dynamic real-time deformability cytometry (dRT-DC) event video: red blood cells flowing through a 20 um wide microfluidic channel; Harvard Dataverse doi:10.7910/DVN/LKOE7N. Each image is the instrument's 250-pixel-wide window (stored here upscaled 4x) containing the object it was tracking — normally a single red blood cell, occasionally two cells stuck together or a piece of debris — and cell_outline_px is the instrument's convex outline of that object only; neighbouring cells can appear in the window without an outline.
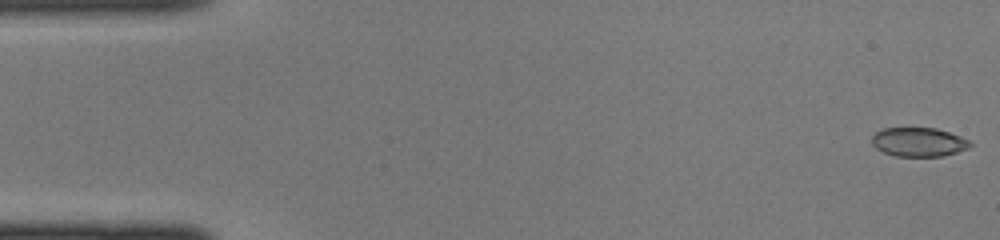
{"species": "common noctule bat (a hibernating species)", "species_latin": "Nyctalus noctula", "temperature_condition": "cold", "stored_images_in_passage": 39, "camera_frame_rate_fps": 3000, "um_per_image_px": 0.085, "animal": {"sex": "female", "body_mass_g": 22.0, "forearm_length_mm": 56.7}, "frame": {"image": 1, "passage_image": 1, "time_ms": 0.0, "image_size_px": [1000, 240], "cell_outline_px": [[972, 144], [968, 148], [944, 156], [896, 156], [884, 152], [876, 148], [872, 144], [872, 136], [876, 132], [884, 128], [936, 128], [960, 136], [968, 140]], "centroid_in_image_um": [78.08, 12.07], "position_along_channel_um": 6.9, "area_um2": 16.47}}
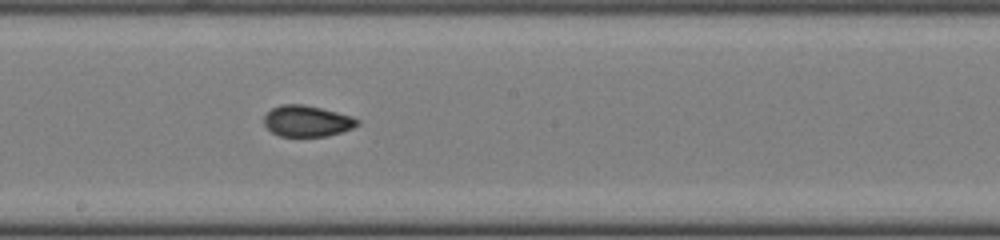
{"frame": {"image": 2, "passage_image": 24, "time_ms": 7.667, "image_size_px": [1000, 240], "cell_outline_px": [[360, 124], [352, 128], [328, 136], [280, 136], [272, 132], [264, 124], [264, 116], [272, 108], [280, 104], [304, 104], [352, 116], [360, 120]], "centroid_in_image_um": [26.1, 10.28], "position_along_channel_um": 222.1, "area_um2": 16.88}}
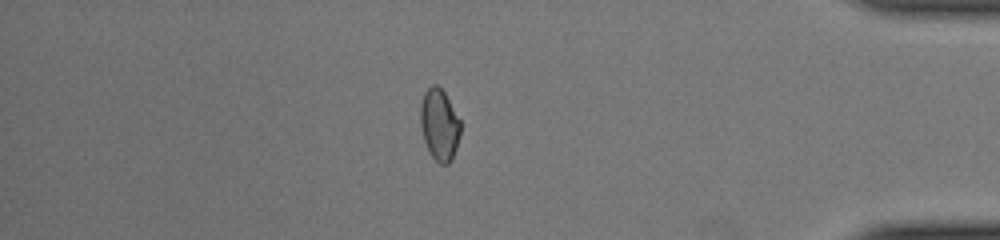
{"frame": {"image": 3, "passage_image": 38, "time_ms": 12.333, "image_size_px": [1000, 240], "cell_outline_px": [[460, 136], [452, 160], [448, 164], [440, 164], [432, 156], [424, 140], [420, 124], [420, 104], [424, 92], [432, 84], [436, 84], [444, 92], [460, 120]], "centroid_in_image_um": [37.34, 10.59], "position_along_channel_um": 397.9, "area_um2": 16.65}}